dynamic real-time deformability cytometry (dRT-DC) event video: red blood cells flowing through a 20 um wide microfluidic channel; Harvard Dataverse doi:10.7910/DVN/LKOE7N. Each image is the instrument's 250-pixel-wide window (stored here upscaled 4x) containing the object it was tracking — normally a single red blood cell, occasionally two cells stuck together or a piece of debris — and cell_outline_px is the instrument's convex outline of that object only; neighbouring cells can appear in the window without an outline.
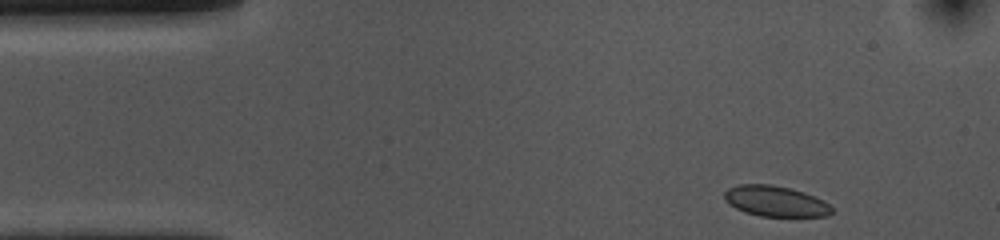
{"species": "common noctule bat (a hibernating species)", "species_latin": "Nyctalus noctula", "temperature_condition": "cold", "stored_images_in_passage": 40, "camera_frame_rate_fps": 3000, "um_per_image_px": 0.085, "animal": {"sex": "female", "body_mass_g": 10.0, "forearm_length_mm": 53.1}, "frame": {"image": 1, "passage_image": 1, "time_ms": 0.0, "image_size_px": [1000, 240], "cell_outline_px": [[832, 212], [828, 216], [760, 216], [744, 212], [728, 204], [724, 200], [724, 192], [728, 188], [740, 184], [772, 184], [804, 192], [824, 200], [832, 208]], "centroid_in_image_um": [65.89, 17.1], "position_along_channel_um": 19.1, "area_um2": 19.19}}
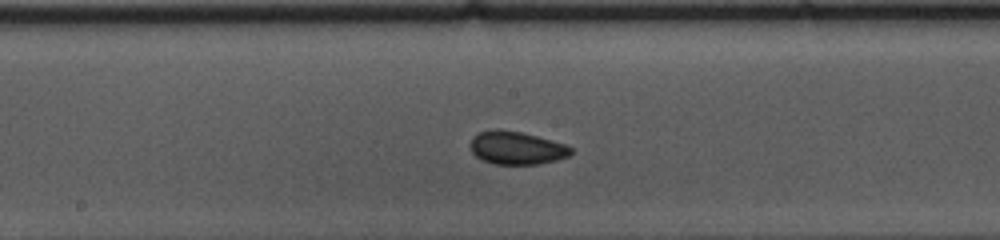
{"frame": {"image": 2, "passage_image": 22, "time_ms": 7.0, "image_size_px": [1000, 240], "cell_outline_px": [[572, 152], [568, 156], [556, 160], [540, 164], [492, 164], [476, 156], [472, 152], [472, 140], [480, 132], [496, 128], [520, 132], [536, 136], [564, 144], [572, 148]], "centroid_in_image_um": [43.92, 12.58], "position_along_channel_um": 204.3, "area_um2": 19.02}}
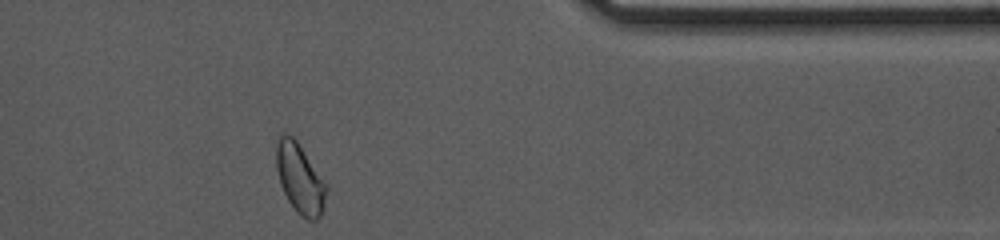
{"frame": {"image": 3, "passage_image": 39, "time_ms": 12.667, "image_size_px": [1000, 240], "cell_outline_px": [[328, 188], [324, 208], [320, 216], [316, 220], [308, 220], [296, 212], [288, 200], [280, 184], [276, 168], [276, 136], [284, 128], [300, 144]], "centroid_in_image_um": [25.46, 15.11], "position_along_channel_um": 385.9, "area_um2": 20.75}, "authors_computed_cell_mechanics": {"area_um2": 19.2763, "velocity_mm_per_s": 3.6094, "shape_relaxation_time_tau1_ms": null, "shape_relaxation_time_tau2_ms": 3.1127, "deformation_change_tau1": null, "deformation_change_tau2": 0.0703}}